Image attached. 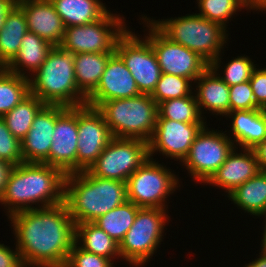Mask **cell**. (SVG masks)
Returning <instances> with one entry per match:
<instances>
[{
  "instance_id": "obj_1",
  "label": "cell",
  "mask_w": 266,
  "mask_h": 267,
  "mask_svg": "<svg viewBox=\"0 0 266 267\" xmlns=\"http://www.w3.org/2000/svg\"><path fill=\"white\" fill-rule=\"evenodd\" d=\"M8 220L24 267H65L76 238L65 202L17 212Z\"/></svg>"
},
{
  "instance_id": "obj_2",
  "label": "cell",
  "mask_w": 266,
  "mask_h": 267,
  "mask_svg": "<svg viewBox=\"0 0 266 267\" xmlns=\"http://www.w3.org/2000/svg\"><path fill=\"white\" fill-rule=\"evenodd\" d=\"M65 178L62 170L45 163L23 162L14 166L0 198L5 215L9 218L17 212L64 202Z\"/></svg>"
},
{
  "instance_id": "obj_3",
  "label": "cell",
  "mask_w": 266,
  "mask_h": 267,
  "mask_svg": "<svg viewBox=\"0 0 266 267\" xmlns=\"http://www.w3.org/2000/svg\"><path fill=\"white\" fill-rule=\"evenodd\" d=\"M126 201V182L87 171L66 174L64 202L75 224L93 222Z\"/></svg>"
},
{
  "instance_id": "obj_4",
  "label": "cell",
  "mask_w": 266,
  "mask_h": 267,
  "mask_svg": "<svg viewBox=\"0 0 266 267\" xmlns=\"http://www.w3.org/2000/svg\"><path fill=\"white\" fill-rule=\"evenodd\" d=\"M30 93L45 105L79 107L87 97L78 89L74 54L54 46L40 68L29 78Z\"/></svg>"
},
{
  "instance_id": "obj_5",
  "label": "cell",
  "mask_w": 266,
  "mask_h": 267,
  "mask_svg": "<svg viewBox=\"0 0 266 267\" xmlns=\"http://www.w3.org/2000/svg\"><path fill=\"white\" fill-rule=\"evenodd\" d=\"M150 21L170 40L197 53L209 65L224 53L229 39L226 28L197 13Z\"/></svg>"
},
{
  "instance_id": "obj_6",
  "label": "cell",
  "mask_w": 266,
  "mask_h": 267,
  "mask_svg": "<svg viewBox=\"0 0 266 267\" xmlns=\"http://www.w3.org/2000/svg\"><path fill=\"white\" fill-rule=\"evenodd\" d=\"M115 138L149 142L157 122L158 104L149 94L102 102L96 108Z\"/></svg>"
},
{
  "instance_id": "obj_7",
  "label": "cell",
  "mask_w": 266,
  "mask_h": 267,
  "mask_svg": "<svg viewBox=\"0 0 266 267\" xmlns=\"http://www.w3.org/2000/svg\"><path fill=\"white\" fill-rule=\"evenodd\" d=\"M168 212L160 208L138 210L133 225L119 243L121 260L130 267H143L150 262L164 239V229L170 221Z\"/></svg>"
},
{
  "instance_id": "obj_8",
  "label": "cell",
  "mask_w": 266,
  "mask_h": 267,
  "mask_svg": "<svg viewBox=\"0 0 266 267\" xmlns=\"http://www.w3.org/2000/svg\"><path fill=\"white\" fill-rule=\"evenodd\" d=\"M148 158L127 180V200L140 208L169 209L167 198L181 186L174 170Z\"/></svg>"
},
{
  "instance_id": "obj_9",
  "label": "cell",
  "mask_w": 266,
  "mask_h": 267,
  "mask_svg": "<svg viewBox=\"0 0 266 267\" xmlns=\"http://www.w3.org/2000/svg\"><path fill=\"white\" fill-rule=\"evenodd\" d=\"M125 17L109 11L93 23L65 28L60 47L68 52L115 53L117 40L128 29Z\"/></svg>"
},
{
  "instance_id": "obj_10",
  "label": "cell",
  "mask_w": 266,
  "mask_h": 267,
  "mask_svg": "<svg viewBox=\"0 0 266 267\" xmlns=\"http://www.w3.org/2000/svg\"><path fill=\"white\" fill-rule=\"evenodd\" d=\"M203 127L196 135L184 166L192 181L205 185L236 147L226 131Z\"/></svg>"
},
{
  "instance_id": "obj_11",
  "label": "cell",
  "mask_w": 266,
  "mask_h": 267,
  "mask_svg": "<svg viewBox=\"0 0 266 267\" xmlns=\"http://www.w3.org/2000/svg\"><path fill=\"white\" fill-rule=\"evenodd\" d=\"M140 18L147 33L144 37L151 43L157 57L161 73L172 74L190 79L193 84L209 67L197 53L166 37L147 16ZM146 25V26H145Z\"/></svg>"
},
{
  "instance_id": "obj_12",
  "label": "cell",
  "mask_w": 266,
  "mask_h": 267,
  "mask_svg": "<svg viewBox=\"0 0 266 267\" xmlns=\"http://www.w3.org/2000/svg\"><path fill=\"white\" fill-rule=\"evenodd\" d=\"M149 158L148 142L113 137L97 160L86 170L90 175L127 182Z\"/></svg>"
},
{
  "instance_id": "obj_13",
  "label": "cell",
  "mask_w": 266,
  "mask_h": 267,
  "mask_svg": "<svg viewBox=\"0 0 266 267\" xmlns=\"http://www.w3.org/2000/svg\"><path fill=\"white\" fill-rule=\"evenodd\" d=\"M128 29L117 40L115 52L135 79L141 94L151 95L161 76V69L151 43Z\"/></svg>"
},
{
  "instance_id": "obj_14",
  "label": "cell",
  "mask_w": 266,
  "mask_h": 267,
  "mask_svg": "<svg viewBox=\"0 0 266 267\" xmlns=\"http://www.w3.org/2000/svg\"><path fill=\"white\" fill-rule=\"evenodd\" d=\"M102 114L94 107H78L76 172L86 171L112 139Z\"/></svg>"
},
{
  "instance_id": "obj_15",
  "label": "cell",
  "mask_w": 266,
  "mask_h": 267,
  "mask_svg": "<svg viewBox=\"0 0 266 267\" xmlns=\"http://www.w3.org/2000/svg\"><path fill=\"white\" fill-rule=\"evenodd\" d=\"M206 125L207 123H183L170 119H157L154 133L148 142L149 158L153 159V154L159 152L165 158L182 163L196 135Z\"/></svg>"
},
{
  "instance_id": "obj_16",
  "label": "cell",
  "mask_w": 266,
  "mask_h": 267,
  "mask_svg": "<svg viewBox=\"0 0 266 267\" xmlns=\"http://www.w3.org/2000/svg\"><path fill=\"white\" fill-rule=\"evenodd\" d=\"M49 157L44 162L62 170L76 173L78 141V107H67L56 119Z\"/></svg>"
},
{
  "instance_id": "obj_17",
  "label": "cell",
  "mask_w": 266,
  "mask_h": 267,
  "mask_svg": "<svg viewBox=\"0 0 266 267\" xmlns=\"http://www.w3.org/2000/svg\"><path fill=\"white\" fill-rule=\"evenodd\" d=\"M140 93L135 79L115 52L108 60L97 87L87 96L86 105L97 108L102 102L125 99Z\"/></svg>"
},
{
  "instance_id": "obj_18",
  "label": "cell",
  "mask_w": 266,
  "mask_h": 267,
  "mask_svg": "<svg viewBox=\"0 0 266 267\" xmlns=\"http://www.w3.org/2000/svg\"><path fill=\"white\" fill-rule=\"evenodd\" d=\"M67 107L45 105L35 116L27 135L21 140L24 162L44 163L49 157L57 117Z\"/></svg>"
},
{
  "instance_id": "obj_19",
  "label": "cell",
  "mask_w": 266,
  "mask_h": 267,
  "mask_svg": "<svg viewBox=\"0 0 266 267\" xmlns=\"http://www.w3.org/2000/svg\"><path fill=\"white\" fill-rule=\"evenodd\" d=\"M23 9L28 31L35 33L52 46H60L65 27L50 0H17Z\"/></svg>"
},
{
  "instance_id": "obj_20",
  "label": "cell",
  "mask_w": 266,
  "mask_h": 267,
  "mask_svg": "<svg viewBox=\"0 0 266 267\" xmlns=\"http://www.w3.org/2000/svg\"><path fill=\"white\" fill-rule=\"evenodd\" d=\"M235 147L206 185L223 189L227 196L235 188L254 177L259 165L253 149Z\"/></svg>"
},
{
  "instance_id": "obj_21",
  "label": "cell",
  "mask_w": 266,
  "mask_h": 267,
  "mask_svg": "<svg viewBox=\"0 0 266 267\" xmlns=\"http://www.w3.org/2000/svg\"><path fill=\"white\" fill-rule=\"evenodd\" d=\"M225 117L232 120L226 134L239 149H253L266 139L265 109L234 110Z\"/></svg>"
},
{
  "instance_id": "obj_22",
  "label": "cell",
  "mask_w": 266,
  "mask_h": 267,
  "mask_svg": "<svg viewBox=\"0 0 266 267\" xmlns=\"http://www.w3.org/2000/svg\"><path fill=\"white\" fill-rule=\"evenodd\" d=\"M197 84L193 92L199 110L204 117V111L210 115L226 116L230 112L229 86L208 67L194 82ZM205 109V110H204Z\"/></svg>"
},
{
  "instance_id": "obj_23",
  "label": "cell",
  "mask_w": 266,
  "mask_h": 267,
  "mask_svg": "<svg viewBox=\"0 0 266 267\" xmlns=\"http://www.w3.org/2000/svg\"><path fill=\"white\" fill-rule=\"evenodd\" d=\"M53 47L46 40L28 31L21 40L18 53L4 68L29 79L44 63Z\"/></svg>"
},
{
  "instance_id": "obj_24",
  "label": "cell",
  "mask_w": 266,
  "mask_h": 267,
  "mask_svg": "<svg viewBox=\"0 0 266 267\" xmlns=\"http://www.w3.org/2000/svg\"><path fill=\"white\" fill-rule=\"evenodd\" d=\"M227 198L244 213L266 217V171H259L229 193Z\"/></svg>"
},
{
  "instance_id": "obj_25",
  "label": "cell",
  "mask_w": 266,
  "mask_h": 267,
  "mask_svg": "<svg viewBox=\"0 0 266 267\" xmlns=\"http://www.w3.org/2000/svg\"><path fill=\"white\" fill-rule=\"evenodd\" d=\"M64 27L85 25L101 19L109 10L101 0H50Z\"/></svg>"
},
{
  "instance_id": "obj_26",
  "label": "cell",
  "mask_w": 266,
  "mask_h": 267,
  "mask_svg": "<svg viewBox=\"0 0 266 267\" xmlns=\"http://www.w3.org/2000/svg\"><path fill=\"white\" fill-rule=\"evenodd\" d=\"M28 32L23 9L16 4L0 30V67H5L18 53L21 40Z\"/></svg>"
},
{
  "instance_id": "obj_27",
  "label": "cell",
  "mask_w": 266,
  "mask_h": 267,
  "mask_svg": "<svg viewBox=\"0 0 266 267\" xmlns=\"http://www.w3.org/2000/svg\"><path fill=\"white\" fill-rule=\"evenodd\" d=\"M75 243L84 251L113 262L114 259H121L119 244L93 222L76 224Z\"/></svg>"
},
{
  "instance_id": "obj_28",
  "label": "cell",
  "mask_w": 266,
  "mask_h": 267,
  "mask_svg": "<svg viewBox=\"0 0 266 267\" xmlns=\"http://www.w3.org/2000/svg\"><path fill=\"white\" fill-rule=\"evenodd\" d=\"M113 54L78 53L74 55L77 87L86 97L97 87L107 62Z\"/></svg>"
},
{
  "instance_id": "obj_29",
  "label": "cell",
  "mask_w": 266,
  "mask_h": 267,
  "mask_svg": "<svg viewBox=\"0 0 266 267\" xmlns=\"http://www.w3.org/2000/svg\"><path fill=\"white\" fill-rule=\"evenodd\" d=\"M139 209L140 207L127 200L122 205L99 216L93 223L119 244L133 225Z\"/></svg>"
},
{
  "instance_id": "obj_30",
  "label": "cell",
  "mask_w": 266,
  "mask_h": 267,
  "mask_svg": "<svg viewBox=\"0 0 266 267\" xmlns=\"http://www.w3.org/2000/svg\"><path fill=\"white\" fill-rule=\"evenodd\" d=\"M44 106L42 101L30 93L2 118L9 131L21 141L31 128L35 116Z\"/></svg>"
},
{
  "instance_id": "obj_31",
  "label": "cell",
  "mask_w": 266,
  "mask_h": 267,
  "mask_svg": "<svg viewBox=\"0 0 266 267\" xmlns=\"http://www.w3.org/2000/svg\"><path fill=\"white\" fill-rule=\"evenodd\" d=\"M30 94L29 79L0 68V117Z\"/></svg>"
},
{
  "instance_id": "obj_32",
  "label": "cell",
  "mask_w": 266,
  "mask_h": 267,
  "mask_svg": "<svg viewBox=\"0 0 266 267\" xmlns=\"http://www.w3.org/2000/svg\"><path fill=\"white\" fill-rule=\"evenodd\" d=\"M157 119H170L183 123H207L199 110L194 92L183 98L168 99L159 103Z\"/></svg>"
},
{
  "instance_id": "obj_33",
  "label": "cell",
  "mask_w": 266,
  "mask_h": 267,
  "mask_svg": "<svg viewBox=\"0 0 266 267\" xmlns=\"http://www.w3.org/2000/svg\"><path fill=\"white\" fill-rule=\"evenodd\" d=\"M221 55H219L210 65L209 67L228 85L234 86L240 84L245 81H249L252 77V73L255 70L257 64H254V61L245 55L237 56V58L233 57L228 63L223 66L224 68L220 71L221 65ZM253 61V62H252ZM223 76H222V73ZM221 75H220V74Z\"/></svg>"
},
{
  "instance_id": "obj_34",
  "label": "cell",
  "mask_w": 266,
  "mask_h": 267,
  "mask_svg": "<svg viewBox=\"0 0 266 267\" xmlns=\"http://www.w3.org/2000/svg\"><path fill=\"white\" fill-rule=\"evenodd\" d=\"M198 10L201 17L213 22L221 24L224 28H228L227 23L234 18L233 16L246 9L245 0H196ZM237 12V13H236Z\"/></svg>"
},
{
  "instance_id": "obj_35",
  "label": "cell",
  "mask_w": 266,
  "mask_h": 267,
  "mask_svg": "<svg viewBox=\"0 0 266 267\" xmlns=\"http://www.w3.org/2000/svg\"><path fill=\"white\" fill-rule=\"evenodd\" d=\"M194 84L188 78L161 73L157 85L150 95L157 104L168 100L189 96L193 93Z\"/></svg>"
},
{
  "instance_id": "obj_36",
  "label": "cell",
  "mask_w": 266,
  "mask_h": 267,
  "mask_svg": "<svg viewBox=\"0 0 266 267\" xmlns=\"http://www.w3.org/2000/svg\"><path fill=\"white\" fill-rule=\"evenodd\" d=\"M0 159L6 160L14 166L23 163L21 141L16 138L0 117Z\"/></svg>"
},
{
  "instance_id": "obj_37",
  "label": "cell",
  "mask_w": 266,
  "mask_h": 267,
  "mask_svg": "<svg viewBox=\"0 0 266 267\" xmlns=\"http://www.w3.org/2000/svg\"><path fill=\"white\" fill-rule=\"evenodd\" d=\"M230 112L234 110L261 109L255 102L249 81L229 86Z\"/></svg>"
},
{
  "instance_id": "obj_38",
  "label": "cell",
  "mask_w": 266,
  "mask_h": 267,
  "mask_svg": "<svg viewBox=\"0 0 266 267\" xmlns=\"http://www.w3.org/2000/svg\"><path fill=\"white\" fill-rule=\"evenodd\" d=\"M113 264L111 259L84 251L75 243L65 267H115Z\"/></svg>"
},
{
  "instance_id": "obj_39",
  "label": "cell",
  "mask_w": 266,
  "mask_h": 267,
  "mask_svg": "<svg viewBox=\"0 0 266 267\" xmlns=\"http://www.w3.org/2000/svg\"><path fill=\"white\" fill-rule=\"evenodd\" d=\"M249 82L256 104L261 109H266V67L255 68Z\"/></svg>"
},
{
  "instance_id": "obj_40",
  "label": "cell",
  "mask_w": 266,
  "mask_h": 267,
  "mask_svg": "<svg viewBox=\"0 0 266 267\" xmlns=\"http://www.w3.org/2000/svg\"><path fill=\"white\" fill-rule=\"evenodd\" d=\"M0 267H24L19 251L0 242Z\"/></svg>"
},
{
  "instance_id": "obj_41",
  "label": "cell",
  "mask_w": 266,
  "mask_h": 267,
  "mask_svg": "<svg viewBox=\"0 0 266 267\" xmlns=\"http://www.w3.org/2000/svg\"><path fill=\"white\" fill-rule=\"evenodd\" d=\"M14 165L6 160L0 159V198L4 193L6 184L8 181L9 174L13 169Z\"/></svg>"
},
{
  "instance_id": "obj_42",
  "label": "cell",
  "mask_w": 266,
  "mask_h": 267,
  "mask_svg": "<svg viewBox=\"0 0 266 267\" xmlns=\"http://www.w3.org/2000/svg\"><path fill=\"white\" fill-rule=\"evenodd\" d=\"M253 151L256 155L260 171H266V139L253 148Z\"/></svg>"
},
{
  "instance_id": "obj_43",
  "label": "cell",
  "mask_w": 266,
  "mask_h": 267,
  "mask_svg": "<svg viewBox=\"0 0 266 267\" xmlns=\"http://www.w3.org/2000/svg\"><path fill=\"white\" fill-rule=\"evenodd\" d=\"M17 4V0H0V30L3 28L7 15Z\"/></svg>"
},
{
  "instance_id": "obj_44",
  "label": "cell",
  "mask_w": 266,
  "mask_h": 267,
  "mask_svg": "<svg viewBox=\"0 0 266 267\" xmlns=\"http://www.w3.org/2000/svg\"><path fill=\"white\" fill-rule=\"evenodd\" d=\"M247 10L266 11V0H245Z\"/></svg>"
},
{
  "instance_id": "obj_45",
  "label": "cell",
  "mask_w": 266,
  "mask_h": 267,
  "mask_svg": "<svg viewBox=\"0 0 266 267\" xmlns=\"http://www.w3.org/2000/svg\"><path fill=\"white\" fill-rule=\"evenodd\" d=\"M257 259H254L250 263H246L243 267H266V255L259 252Z\"/></svg>"
},
{
  "instance_id": "obj_46",
  "label": "cell",
  "mask_w": 266,
  "mask_h": 267,
  "mask_svg": "<svg viewBox=\"0 0 266 267\" xmlns=\"http://www.w3.org/2000/svg\"><path fill=\"white\" fill-rule=\"evenodd\" d=\"M264 218H265V219H264V220H265V221H264V222H265V225H263V226H264V228H263L264 231H263V233H262L263 236H262V238H261V244H260V245H261V246H260V249H261V250H260V251H261L262 254L266 255V217H264Z\"/></svg>"
}]
</instances>
